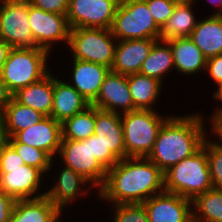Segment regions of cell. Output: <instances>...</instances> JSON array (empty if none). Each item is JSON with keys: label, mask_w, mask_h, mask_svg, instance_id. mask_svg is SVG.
<instances>
[{"label": "cell", "mask_w": 222, "mask_h": 222, "mask_svg": "<svg viewBox=\"0 0 222 222\" xmlns=\"http://www.w3.org/2000/svg\"><path fill=\"white\" fill-rule=\"evenodd\" d=\"M103 201L113 204L143 203L164 189V173L147 157H126L107 170L98 190Z\"/></svg>", "instance_id": "6da1fadb"}, {"label": "cell", "mask_w": 222, "mask_h": 222, "mask_svg": "<svg viewBox=\"0 0 222 222\" xmlns=\"http://www.w3.org/2000/svg\"><path fill=\"white\" fill-rule=\"evenodd\" d=\"M203 114L170 116L159 130L152 151L147 158L164 173L173 165L192 156L206 138Z\"/></svg>", "instance_id": "7a4b0ae2"}, {"label": "cell", "mask_w": 222, "mask_h": 222, "mask_svg": "<svg viewBox=\"0 0 222 222\" xmlns=\"http://www.w3.org/2000/svg\"><path fill=\"white\" fill-rule=\"evenodd\" d=\"M212 188L205 140L196 153L164 172L165 191L178 194L191 201Z\"/></svg>", "instance_id": "3957f363"}, {"label": "cell", "mask_w": 222, "mask_h": 222, "mask_svg": "<svg viewBox=\"0 0 222 222\" xmlns=\"http://www.w3.org/2000/svg\"><path fill=\"white\" fill-rule=\"evenodd\" d=\"M49 54L40 47L12 48L0 75L9 91L14 94L45 77L50 71L46 65Z\"/></svg>", "instance_id": "277c9868"}, {"label": "cell", "mask_w": 222, "mask_h": 222, "mask_svg": "<svg viewBox=\"0 0 222 222\" xmlns=\"http://www.w3.org/2000/svg\"><path fill=\"white\" fill-rule=\"evenodd\" d=\"M170 117L154 110L137 109L121 114L126 157H147L159 130Z\"/></svg>", "instance_id": "5b68a950"}, {"label": "cell", "mask_w": 222, "mask_h": 222, "mask_svg": "<svg viewBox=\"0 0 222 222\" xmlns=\"http://www.w3.org/2000/svg\"><path fill=\"white\" fill-rule=\"evenodd\" d=\"M111 32L118 41L160 40L161 28L156 24L144 0H120Z\"/></svg>", "instance_id": "8992f818"}, {"label": "cell", "mask_w": 222, "mask_h": 222, "mask_svg": "<svg viewBox=\"0 0 222 222\" xmlns=\"http://www.w3.org/2000/svg\"><path fill=\"white\" fill-rule=\"evenodd\" d=\"M68 45L71 59L102 64L110 69L113 66L117 39L111 29L72 28Z\"/></svg>", "instance_id": "52a82bcc"}, {"label": "cell", "mask_w": 222, "mask_h": 222, "mask_svg": "<svg viewBox=\"0 0 222 222\" xmlns=\"http://www.w3.org/2000/svg\"><path fill=\"white\" fill-rule=\"evenodd\" d=\"M28 15V0H0V39L12 48L37 47Z\"/></svg>", "instance_id": "ba28073f"}, {"label": "cell", "mask_w": 222, "mask_h": 222, "mask_svg": "<svg viewBox=\"0 0 222 222\" xmlns=\"http://www.w3.org/2000/svg\"><path fill=\"white\" fill-rule=\"evenodd\" d=\"M58 154L66 167L82 175L91 182L92 187L100 189L103 186L107 170L92 153L91 136L83 140L61 139Z\"/></svg>", "instance_id": "9c48e42d"}, {"label": "cell", "mask_w": 222, "mask_h": 222, "mask_svg": "<svg viewBox=\"0 0 222 222\" xmlns=\"http://www.w3.org/2000/svg\"><path fill=\"white\" fill-rule=\"evenodd\" d=\"M120 0H71L67 19L70 28L111 29Z\"/></svg>", "instance_id": "30bf717a"}, {"label": "cell", "mask_w": 222, "mask_h": 222, "mask_svg": "<svg viewBox=\"0 0 222 222\" xmlns=\"http://www.w3.org/2000/svg\"><path fill=\"white\" fill-rule=\"evenodd\" d=\"M28 19L37 47L50 52L51 46L58 41L68 44L71 28L67 15L45 12L29 2Z\"/></svg>", "instance_id": "8fae6325"}, {"label": "cell", "mask_w": 222, "mask_h": 222, "mask_svg": "<svg viewBox=\"0 0 222 222\" xmlns=\"http://www.w3.org/2000/svg\"><path fill=\"white\" fill-rule=\"evenodd\" d=\"M149 222H193L192 201L163 191L143 202Z\"/></svg>", "instance_id": "7c38bea8"}, {"label": "cell", "mask_w": 222, "mask_h": 222, "mask_svg": "<svg viewBox=\"0 0 222 222\" xmlns=\"http://www.w3.org/2000/svg\"><path fill=\"white\" fill-rule=\"evenodd\" d=\"M42 176L43 173L39 169L29 165L15 169H0V190L15 200L40 198L46 193L38 192L43 181Z\"/></svg>", "instance_id": "4fadbf2b"}, {"label": "cell", "mask_w": 222, "mask_h": 222, "mask_svg": "<svg viewBox=\"0 0 222 222\" xmlns=\"http://www.w3.org/2000/svg\"><path fill=\"white\" fill-rule=\"evenodd\" d=\"M91 104L98 109L120 114L137 110L128 86V75L110 71L101 85L97 98ZM120 109L122 110L119 112Z\"/></svg>", "instance_id": "5bb4252c"}, {"label": "cell", "mask_w": 222, "mask_h": 222, "mask_svg": "<svg viewBox=\"0 0 222 222\" xmlns=\"http://www.w3.org/2000/svg\"><path fill=\"white\" fill-rule=\"evenodd\" d=\"M13 137L19 143L44 150L54 158L61 145V122L51 116H45L31 127L18 131Z\"/></svg>", "instance_id": "9a60e30c"}, {"label": "cell", "mask_w": 222, "mask_h": 222, "mask_svg": "<svg viewBox=\"0 0 222 222\" xmlns=\"http://www.w3.org/2000/svg\"><path fill=\"white\" fill-rule=\"evenodd\" d=\"M157 39H133L117 41L112 72L130 75L139 73Z\"/></svg>", "instance_id": "2e32d148"}, {"label": "cell", "mask_w": 222, "mask_h": 222, "mask_svg": "<svg viewBox=\"0 0 222 222\" xmlns=\"http://www.w3.org/2000/svg\"><path fill=\"white\" fill-rule=\"evenodd\" d=\"M94 134L119 160L126 158L121 114L98 109L95 106Z\"/></svg>", "instance_id": "e0dca14e"}, {"label": "cell", "mask_w": 222, "mask_h": 222, "mask_svg": "<svg viewBox=\"0 0 222 222\" xmlns=\"http://www.w3.org/2000/svg\"><path fill=\"white\" fill-rule=\"evenodd\" d=\"M73 86L91 104L98 96L101 85L111 71L105 65L73 59Z\"/></svg>", "instance_id": "ac0fdd59"}, {"label": "cell", "mask_w": 222, "mask_h": 222, "mask_svg": "<svg viewBox=\"0 0 222 222\" xmlns=\"http://www.w3.org/2000/svg\"><path fill=\"white\" fill-rule=\"evenodd\" d=\"M91 104L69 83L59 80L53 75V106L51 117L63 122L83 111Z\"/></svg>", "instance_id": "d6986e66"}, {"label": "cell", "mask_w": 222, "mask_h": 222, "mask_svg": "<svg viewBox=\"0 0 222 222\" xmlns=\"http://www.w3.org/2000/svg\"><path fill=\"white\" fill-rule=\"evenodd\" d=\"M57 179L58 181L54 187H51V189L45 193V196L62 213L70 201L74 202L79 195L87 194L88 190H82V187L83 185H87V183H91L82 175L66 166L60 171Z\"/></svg>", "instance_id": "ffe728a7"}, {"label": "cell", "mask_w": 222, "mask_h": 222, "mask_svg": "<svg viewBox=\"0 0 222 222\" xmlns=\"http://www.w3.org/2000/svg\"><path fill=\"white\" fill-rule=\"evenodd\" d=\"M189 37L206 59L222 54V15L198 21Z\"/></svg>", "instance_id": "44dd1931"}, {"label": "cell", "mask_w": 222, "mask_h": 222, "mask_svg": "<svg viewBox=\"0 0 222 222\" xmlns=\"http://www.w3.org/2000/svg\"><path fill=\"white\" fill-rule=\"evenodd\" d=\"M172 49L174 67L183 75H194L206 68L207 59L190 37L166 40Z\"/></svg>", "instance_id": "7402d4cb"}, {"label": "cell", "mask_w": 222, "mask_h": 222, "mask_svg": "<svg viewBox=\"0 0 222 222\" xmlns=\"http://www.w3.org/2000/svg\"><path fill=\"white\" fill-rule=\"evenodd\" d=\"M13 98L24 106L50 116L53 106V74L49 72L41 80L19 89Z\"/></svg>", "instance_id": "603a6c76"}, {"label": "cell", "mask_w": 222, "mask_h": 222, "mask_svg": "<svg viewBox=\"0 0 222 222\" xmlns=\"http://www.w3.org/2000/svg\"><path fill=\"white\" fill-rule=\"evenodd\" d=\"M61 214L46 196L16 200L10 222H57Z\"/></svg>", "instance_id": "cb8c5ba5"}, {"label": "cell", "mask_w": 222, "mask_h": 222, "mask_svg": "<svg viewBox=\"0 0 222 222\" xmlns=\"http://www.w3.org/2000/svg\"><path fill=\"white\" fill-rule=\"evenodd\" d=\"M193 3L194 2L179 1L176 4L173 14L161 28V40L189 37L191 35L198 23L192 10Z\"/></svg>", "instance_id": "d4e9b609"}, {"label": "cell", "mask_w": 222, "mask_h": 222, "mask_svg": "<svg viewBox=\"0 0 222 222\" xmlns=\"http://www.w3.org/2000/svg\"><path fill=\"white\" fill-rule=\"evenodd\" d=\"M162 82L141 73L128 75V86L134 107L143 110H155L153 105L159 98Z\"/></svg>", "instance_id": "484cf974"}, {"label": "cell", "mask_w": 222, "mask_h": 222, "mask_svg": "<svg viewBox=\"0 0 222 222\" xmlns=\"http://www.w3.org/2000/svg\"><path fill=\"white\" fill-rule=\"evenodd\" d=\"M173 68L175 67L170 44L166 40L160 39L154 43L148 57L142 63L139 73L163 82L166 73Z\"/></svg>", "instance_id": "4316f807"}, {"label": "cell", "mask_w": 222, "mask_h": 222, "mask_svg": "<svg viewBox=\"0 0 222 222\" xmlns=\"http://www.w3.org/2000/svg\"><path fill=\"white\" fill-rule=\"evenodd\" d=\"M0 115L10 137H13L18 131L31 127L45 117L39 111L20 104L14 98L6 105Z\"/></svg>", "instance_id": "83f0119b"}, {"label": "cell", "mask_w": 222, "mask_h": 222, "mask_svg": "<svg viewBox=\"0 0 222 222\" xmlns=\"http://www.w3.org/2000/svg\"><path fill=\"white\" fill-rule=\"evenodd\" d=\"M193 222H222V189L212 188L192 201Z\"/></svg>", "instance_id": "f1b7e54d"}, {"label": "cell", "mask_w": 222, "mask_h": 222, "mask_svg": "<svg viewBox=\"0 0 222 222\" xmlns=\"http://www.w3.org/2000/svg\"><path fill=\"white\" fill-rule=\"evenodd\" d=\"M95 106L92 104L61 123L62 139L83 140L94 135Z\"/></svg>", "instance_id": "f546056e"}, {"label": "cell", "mask_w": 222, "mask_h": 222, "mask_svg": "<svg viewBox=\"0 0 222 222\" xmlns=\"http://www.w3.org/2000/svg\"><path fill=\"white\" fill-rule=\"evenodd\" d=\"M9 144L24 160L25 165L35 167L43 174H46L52 168L53 158L44 150L19 143L14 137H10Z\"/></svg>", "instance_id": "4dcf8cb0"}, {"label": "cell", "mask_w": 222, "mask_h": 222, "mask_svg": "<svg viewBox=\"0 0 222 222\" xmlns=\"http://www.w3.org/2000/svg\"><path fill=\"white\" fill-rule=\"evenodd\" d=\"M219 142L205 138V151L213 188L222 189V138ZM221 141V142H220Z\"/></svg>", "instance_id": "1f68e13d"}, {"label": "cell", "mask_w": 222, "mask_h": 222, "mask_svg": "<svg viewBox=\"0 0 222 222\" xmlns=\"http://www.w3.org/2000/svg\"><path fill=\"white\" fill-rule=\"evenodd\" d=\"M114 206L113 222H149L143 203L112 204Z\"/></svg>", "instance_id": "d6a6232c"}, {"label": "cell", "mask_w": 222, "mask_h": 222, "mask_svg": "<svg viewBox=\"0 0 222 222\" xmlns=\"http://www.w3.org/2000/svg\"><path fill=\"white\" fill-rule=\"evenodd\" d=\"M153 16L156 24L162 28L166 21L171 17L177 0H144Z\"/></svg>", "instance_id": "836d02e7"}, {"label": "cell", "mask_w": 222, "mask_h": 222, "mask_svg": "<svg viewBox=\"0 0 222 222\" xmlns=\"http://www.w3.org/2000/svg\"><path fill=\"white\" fill-rule=\"evenodd\" d=\"M91 150L93 155L106 170L112 168L119 161L110 150H105L103 144L95 134L91 135Z\"/></svg>", "instance_id": "e575fe53"}, {"label": "cell", "mask_w": 222, "mask_h": 222, "mask_svg": "<svg viewBox=\"0 0 222 222\" xmlns=\"http://www.w3.org/2000/svg\"><path fill=\"white\" fill-rule=\"evenodd\" d=\"M31 5L50 13L67 15L71 0H28Z\"/></svg>", "instance_id": "d590c367"}, {"label": "cell", "mask_w": 222, "mask_h": 222, "mask_svg": "<svg viewBox=\"0 0 222 222\" xmlns=\"http://www.w3.org/2000/svg\"><path fill=\"white\" fill-rule=\"evenodd\" d=\"M25 165L24 160L9 144L0 155V169H15Z\"/></svg>", "instance_id": "8d00e7d4"}, {"label": "cell", "mask_w": 222, "mask_h": 222, "mask_svg": "<svg viewBox=\"0 0 222 222\" xmlns=\"http://www.w3.org/2000/svg\"><path fill=\"white\" fill-rule=\"evenodd\" d=\"M206 71L209 76L216 82V85L222 83V54L211 57L206 61Z\"/></svg>", "instance_id": "74e56055"}, {"label": "cell", "mask_w": 222, "mask_h": 222, "mask_svg": "<svg viewBox=\"0 0 222 222\" xmlns=\"http://www.w3.org/2000/svg\"><path fill=\"white\" fill-rule=\"evenodd\" d=\"M16 200L0 190V222H10Z\"/></svg>", "instance_id": "f35d334b"}, {"label": "cell", "mask_w": 222, "mask_h": 222, "mask_svg": "<svg viewBox=\"0 0 222 222\" xmlns=\"http://www.w3.org/2000/svg\"><path fill=\"white\" fill-rule=\"evenodd\" d=\"M12 98L13 94L9 91L7 85L0 77V114Z\"/></svg>", "instance_id": "ab89813d"}, {"label": "cell", "mask_w": 222, "mask_h": 222, "mask_svg": "<svg viewBox=\"0 0 222 222\" xmlns=\"http://www.w3.org/2000/svg\"><path fill=\"white\" fill-rule=\"evenodd\" d=\"M217 90L213 93V98L217 99L218 101L222 102V83L216 86ZM222 118V106L217 107L216 111H214V114L210 118L211 120V127H213L220 119Z\"/></svg>", "instance_id": "60d3db41"}, {"label": "cell", "mask_w": 222, "mask_h": 222, "mask_svg": "<svg viewBox=\"0 0 222 222\" xmlns=\"http://www.w3.org/2000/svg\"><path fill=\"white\" fill-rule=\"evenodd\" d=\"M10 136L7 128L5 127L4 121L0 115V155L3 150L9 145Z\"/></svg>", "instance_id": "b9f144b4"}, {"label": "cell", "mask_w": 222, "mask_h": 222, "mask_svg": "<svg viewBox=\"0 0 222 222\" xmlns=\"http://www.w3.org/2000/svg\"><path fill=\"white\" fill-rule=\"evenodd\" d=\"M11 49L12 47L8 43L0 39V75Z\"/></svg>", "instance_id": "7bdbcfd3"}, {"label": "cell", "mask_w": 222, "mask_h": 222, "mask_svg": "<svg viewBox=\"0 0 222 222\" xmlns=\"http://www.w3.org/2000/svg\"><path fill=\"white\" fill-rule=\"evenodd\" d=\"M212 132V134L220 136V138H222V118L212 127L210 128Z\"/></svg>", "instance_id": "ee69618b"}, {"label": "cell", "mask_w": 222, "mask_h": 222, "mask_svg": "<svg viewBox=\"0 0 222 222\" xmlns=\"http://www.w3.org/2000/svg\"><path fill=\"white\" fill-rule=\"evenodd\" d=\"M211 4L219 6L218 12L216 11L213 15H222V0H208Z\"/></svg>", "instance_id": "f6af8a7d"}, {"label": "cell", "mask_w": 222, "mask_h": 222, "mask_svg": "<svg viewBox=\"0 0 222 222\" xmlns=\"http://www.w3.org/2000/svg\"><path fill=\"white\" fill-rule=\"evenodd\" d=\"M182 1H187V2H196L194 0H182Z\"/></svg>", "instance_id": "bcb514c9"}]
</instances>
